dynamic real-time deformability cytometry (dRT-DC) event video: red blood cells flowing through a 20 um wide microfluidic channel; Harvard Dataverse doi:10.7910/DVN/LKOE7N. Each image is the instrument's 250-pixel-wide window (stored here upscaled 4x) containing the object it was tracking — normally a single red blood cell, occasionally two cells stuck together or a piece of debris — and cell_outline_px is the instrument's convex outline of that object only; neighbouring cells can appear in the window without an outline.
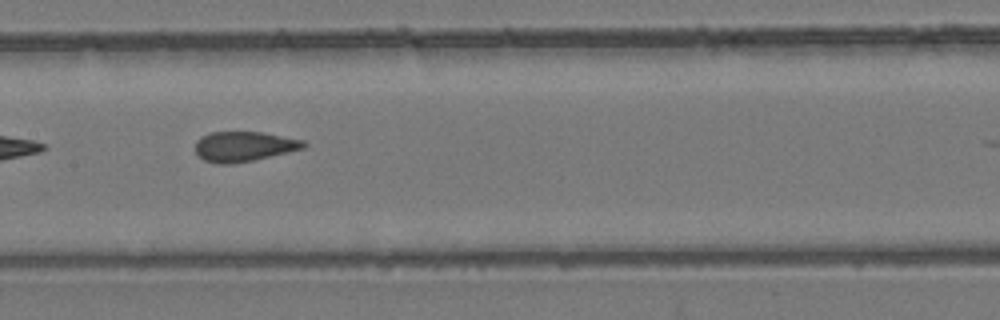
{"species": "common noctule bat (a hibernating species)", "species_latin": "Nyctalus noctula", "temperature_condition": "room temperature", "stored_images_in_passage": 8, "camera_frame_rate_fps": 3000, "um_per_image_px": 0.085, "animal": {"sex": "female", "body_mass_g": 24.6, "forearm_length_mm": 56.2}, "frame": {"image": 1, "passage_image": 7, "time_ms": 7.667, "image_size_px": [1000, 320], "cell_outline_px": [[308, 144], [304, 148], [288, 152], [252, 160], [232, 164], [216, 164], [204, 160], [196, 156], [196, 140], [200, 136], [208, 132], [264, 132], [304, 140]], "centroid_in_image_um": [20.7, 12.44], "position_along_channel_um": 186.7, "area_um2": 19.13}}
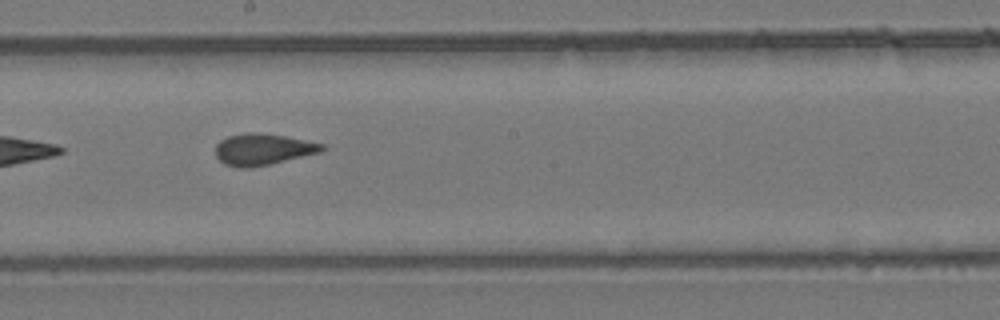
{"frame": {"image": 2, "passage_image": 8, "time_ms": 8.667, "image_size_px": [1000, 320], "cell_outline_px": [[328, 148], [320, 152], [268, 164], [248, 168], [240, 168], [224, 164], [216, 156], [216, 144], [220, 140], [228, 136], [248, 132], [256, 132], [284, 136], [324, 144]], "centroid_in_image_um": [22.32, 12.69], "position_along_channel_um": 225.9, "area_um2": 19.31}}